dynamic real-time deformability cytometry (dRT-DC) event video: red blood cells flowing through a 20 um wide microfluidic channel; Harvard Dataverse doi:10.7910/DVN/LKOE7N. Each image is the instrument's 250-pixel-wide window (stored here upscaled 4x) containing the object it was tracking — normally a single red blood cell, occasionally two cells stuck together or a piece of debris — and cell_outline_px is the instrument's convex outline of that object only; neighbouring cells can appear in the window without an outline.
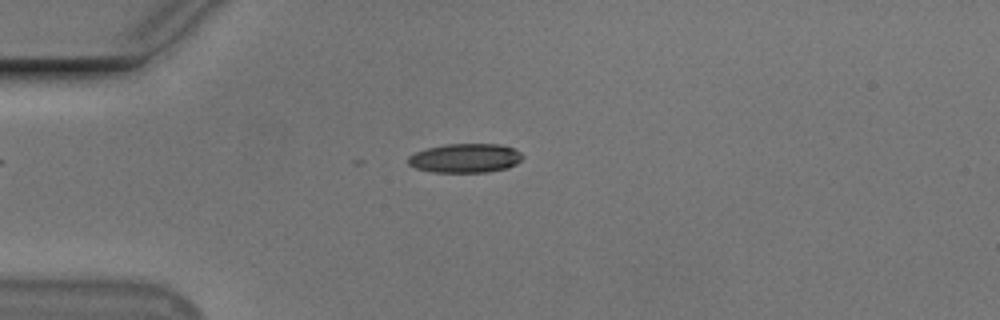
{"species": "Egyptian fruit bat (a non-hibernating species)", "species_latin": "Rousettus aegyptiacus", "temperature_condition": "cold", "stored_images_in_passage": 15, "camera_frame_rate_fps": 3000, "um_per_image_px": 0.085, "animal": {"sex": "male"}, "frame": {"image": 1, "passage_image": 1, "time_ms": 0.0, "image_size_px": [1000, 320], "cell_outline_px": [[524, 156], [516, 164], [508, 168], [488, 172], [432, 172], [416, 168], [408, 164], [408, 156], [416, 152], [428, 148], [444, 144], [500, 144], [512, 148], [520, 152]], "centroid_in_image_um": [39.55, 13.44], "position_along_channel_um": 45.5, "area_um2": 19.42}}
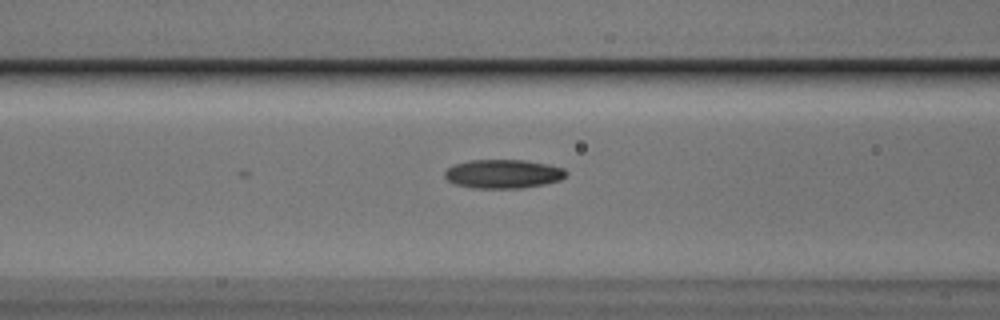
{"frame": {"image": 2, "passage_image": 9, "time_ms": 2.667, "image_size_px": [1000, 320], "cell_outline_px": [[568, 172], [560, 180], [544, 184], [520, 188], [476, 188], [456, 184], [448, 180], [444, 176], [444, 172], [448, 168], [456, 164], [468, 160], [524, 160], [548, 164], [564, 168]], "centroid_in_image_um": [42.78, 14.77], "position_along_channel_um": 123.8, "area_um2": 20.29}}
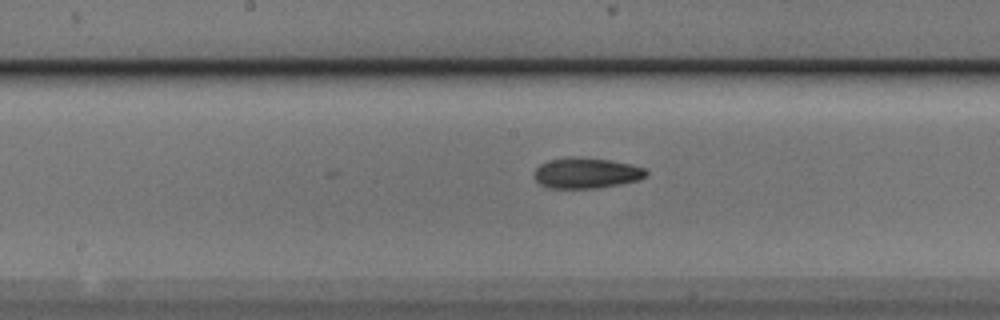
{"frame": {"image": 3, "passage_image": 15, "time_ms": 4.667, "image_size_px": [1000, 320], "cell_outline_px": [[648, 172], [640, 180], [600, 188], [548, 188], [540, 184], [532, 176], [532, 172], [540, 164], [552, 160], [572, 156], [608, 160], [628, 164], [644, 168]], "centroid_in_image_um": [49.79, 14.72], "position_along_channel_um": 198.4, "area_um2": 19.94}}